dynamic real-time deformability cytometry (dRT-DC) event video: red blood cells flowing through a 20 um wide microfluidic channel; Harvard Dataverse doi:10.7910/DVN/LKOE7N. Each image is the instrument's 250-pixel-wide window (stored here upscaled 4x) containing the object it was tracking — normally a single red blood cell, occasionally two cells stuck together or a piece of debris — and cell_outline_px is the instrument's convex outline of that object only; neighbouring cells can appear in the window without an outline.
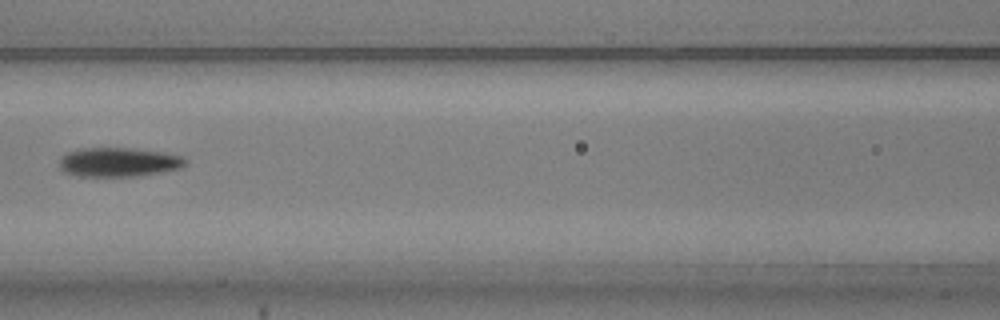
{"species": "common noctule bat (a hibernating species)", "species_latin": "Nyctalus noctula", "temperature_condition": "warm", "stored_images_in_passage": 5, "camera_frame_rate_fps": 3000, "um_per_image_px": 0.085, "animal": {"sex": "male", "body_mass_g": 20.5, "forearm_length_mm": 52.5}, "frame": {"image": 1, "passage_image": 5, "time_ms": 1.333, "image_size_px": [1000, 320], "cell_outline_px": [[188, 164], [180, 168], [160, 172], [136, 176], [76, 176], [64, 172], [60, 168], [60, 160], [68, 152], [80, 148], [132, 148], [160, 152], [184, 156], [188, 160]], "centroid_in_image_um": [10.11, 13.78], "position_along_channel_um": 156.5, "area_um2": 21.39}}